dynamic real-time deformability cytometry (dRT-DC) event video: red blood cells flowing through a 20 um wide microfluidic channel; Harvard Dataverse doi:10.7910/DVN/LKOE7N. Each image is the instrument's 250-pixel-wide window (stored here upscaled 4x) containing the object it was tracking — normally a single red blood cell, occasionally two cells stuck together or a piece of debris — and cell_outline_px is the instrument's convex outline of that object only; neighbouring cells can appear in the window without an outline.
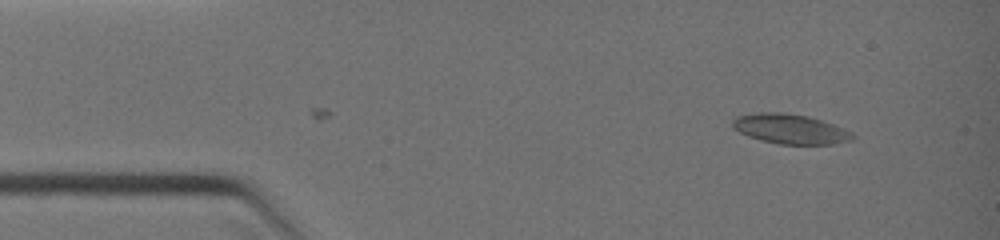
{"species": "common noctule bat (a hibernating species)", "species_latin": "Nyctalus noctula", "temperature_condition": "warm", "stored_images_in_passage": 9, "camera_frame_rate_fps": 3000, "um_per_image_px": 0.085, "animal": {"sex": "female", "body_mass_g": 19.0, "forearm_length_mm": 51.5}, "frame": {"image": 1, "passage_image": 9, "time_ms": 2.0, "image_size_px": [1000, 240], "cell_outline_px": [[856, 136], [852, 140], [832, 144], [776, 144], [760, 140], [748, 136], [732, 128], [732, 120], [736, 116], [756, 112], [784, 112], [808, 116], [832, 124], [852, 132]], "centroid_in_image_um": [67.13, 10.96], "position_along_channel_um": 17.9, "area_um2": 20.92}}